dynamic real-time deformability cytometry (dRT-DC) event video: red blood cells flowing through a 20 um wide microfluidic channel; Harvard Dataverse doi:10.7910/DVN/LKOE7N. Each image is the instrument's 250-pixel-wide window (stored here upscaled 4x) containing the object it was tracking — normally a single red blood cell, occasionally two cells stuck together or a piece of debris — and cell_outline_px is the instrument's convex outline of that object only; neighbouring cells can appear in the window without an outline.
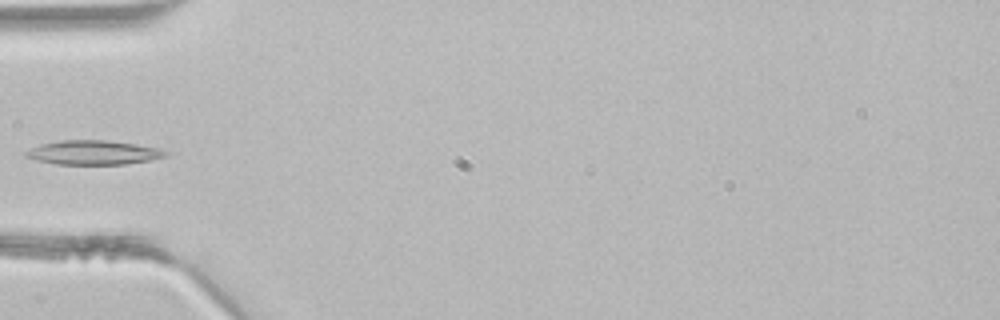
{"species": "common noctule bat (a hibernating species)", "species_latin": "Nyctalus noctula", "temperature_condition": "room temperature", "stored_images_in_passage": 3, "camera_frame_rate_fps": 3000, "um_per_image_px": 0.085, "animal": {"sex": "male", "body_mass_g": 21.5, "forearm_length_mm": 52.0}, "frame": {"image": 1, "passage_image": 3, "time_ms": 0.667, "image_size_px": [1000, 320], "cell_outline_px": [[168, 156], [128, 164], [56, 164], [36, 160], [24, 156], [24, 152], [40, 144], [60, 140], [108, 140], [136, 144], [156, 148], [168, 152]], "centroid_in_image_um": [7.91, 12.96], "position_along_channel_um": 77.1, "area_um2": 19.65}}